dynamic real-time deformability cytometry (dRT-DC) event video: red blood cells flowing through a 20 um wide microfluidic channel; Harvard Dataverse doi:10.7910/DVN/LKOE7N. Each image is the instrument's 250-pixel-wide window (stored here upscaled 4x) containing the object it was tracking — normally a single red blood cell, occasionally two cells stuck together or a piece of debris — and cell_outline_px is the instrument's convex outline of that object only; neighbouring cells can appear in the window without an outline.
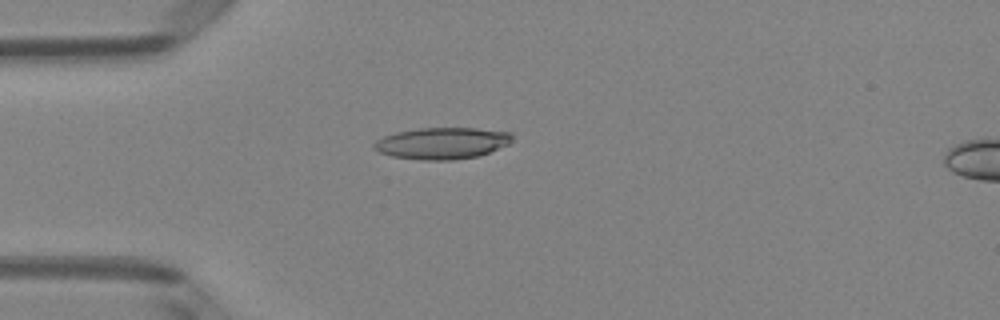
{"species": "Egyptian fruit bat (a non-hibernating species)", "species_latin": "Rousettus aegyptiacus", "temperature_condition": "room temperature", "stored_images_in_passage": 43, "camera_frame_rate_fps": 3000, "um_per_image_px": 0.085, "animal": {"sex": "female"}, "frame": {"image": 1, "passage_image": 6, "time_ms": 1.667, "image_size_px": [1000, 320], "cell_outline_px": [[512, 140], [508, 144], [480, 156], [452, 160], [424, 160], [392, 156], [380, 152], [372, 148], [372, 144], [376, 140], [384, 136], [396, 132], [420, 128], [476, 128], [512, 132]], "centroid_in_image_um": [37.58, 12.17], "position_along_channel_um": 47.4, "area_um2": 25.49}}
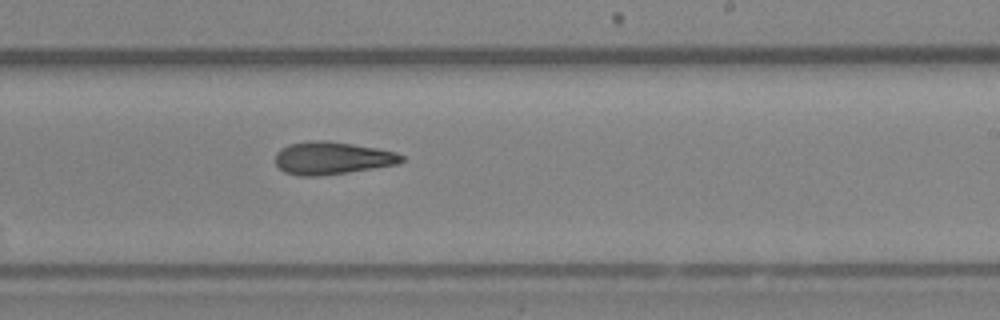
{"frame": {"image": 2, "passage_image": 23, "time_ms": 7.333, "image_size_px": [1000, 320], "cell_outline_px": [[404, 160], [396, 164], [348, 172], [320, 176], [300, 176], [284, 172], [276, 164], [276, 152], [280, 148], [288, 144], [308, 140], [324, 140], [352, 144], [376, 148], [396, 152], [404, 156]], "centroid_in_image_um": [28.19, 13.43], "position_along_channel_um": 260.8, "area_um2": 23.99}}
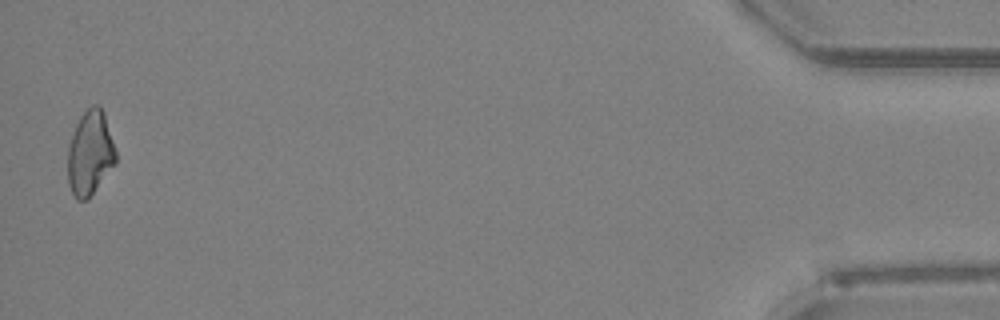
{"frame": {"image": 3, "passage_image": 42, "time_ms": 13.667, "image_size_px": [1000, 320], "cell_outline_px": [[116, 164], [88, 200], [76, 200], [68, 184], [68, 144], [76, 124], [80, 116], [92, 104], [100, 104], [104, 112], [116, 148]], "centroid_in_image_um": [7.67, 13.01], "position_along_channel_um": 427.5, "area_um2": 24.1}, "authors_computed_cell_mechanics": {"area_um2": 23.8714, "velocity_mm_per_s": 4.0485, "shape_relaxation_time_tau1_ms": null, "shape_relaxation_time_tau2_ms": 8.3695, "deformation_change_tau1": null, "deformation_change_tau2": 0.2208}}